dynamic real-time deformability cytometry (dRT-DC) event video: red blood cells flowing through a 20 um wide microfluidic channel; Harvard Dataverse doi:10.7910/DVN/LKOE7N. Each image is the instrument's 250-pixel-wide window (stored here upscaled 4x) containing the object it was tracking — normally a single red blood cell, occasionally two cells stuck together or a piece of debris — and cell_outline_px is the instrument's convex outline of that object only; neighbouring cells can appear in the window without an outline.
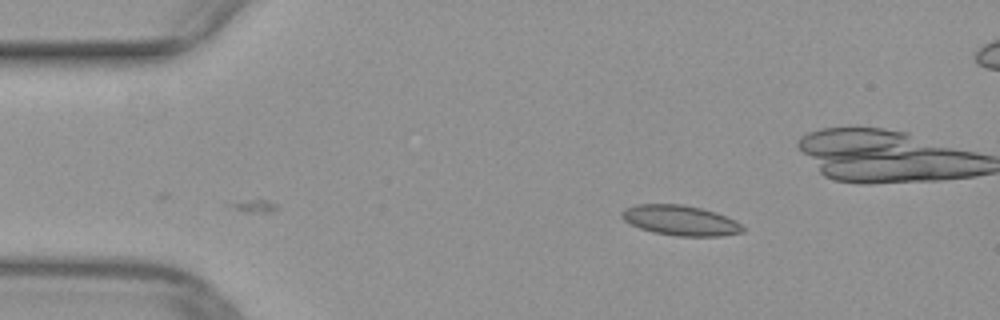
{"species": "common noctule bat (a hibernating species)", "species_latin": "Nyctalus noctula", "temperature_condition": "warm", "stored_images_in_passage": 6, "camera_frame_rate_fps": 3000, "um_per_image_px": 0.085, "animal": {"sex": "female", "body_mass_g": 29.2, "forearm_length_mm": 56.3}, "frame": {"image": 1, "passage_image": 6, "time_ms": 1.667, "image_size_px": [1000, 320], "cell_outline_px": [[744, 232], [720, 236], [676, 236], [652, 232], [640, 228], [624, 220], [620, 216], [620, 212], [624, 208], [636, 204], [680, 204], [700, 208], [716, 212], [736, 220], [744, 228]], "centroid_in_image_um": [57.82, 18.73], "position_along_channel_um": 27.2, "area_um2": 21.33}}